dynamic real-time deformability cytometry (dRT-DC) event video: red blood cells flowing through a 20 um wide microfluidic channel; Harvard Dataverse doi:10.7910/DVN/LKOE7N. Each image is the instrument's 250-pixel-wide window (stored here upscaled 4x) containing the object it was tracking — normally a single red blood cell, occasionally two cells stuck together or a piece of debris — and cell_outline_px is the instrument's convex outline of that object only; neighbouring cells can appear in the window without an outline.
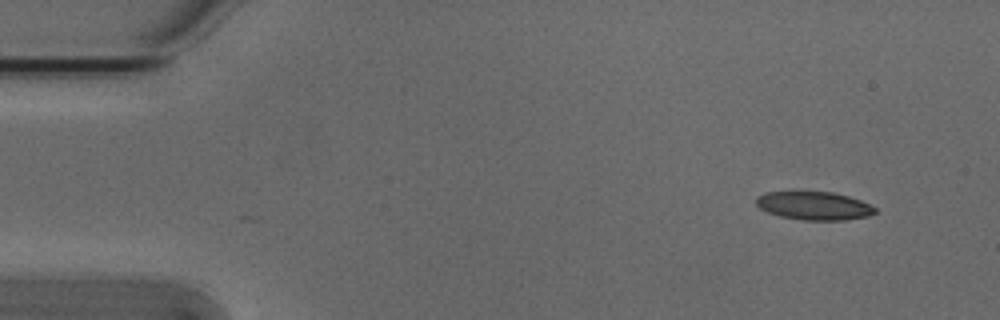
{"species": "Egyptian fruit bat (a non-hibernating species)", "species_latin": "Rousettus aegyptiacus", "temperature_condition": "cold", "stored_images_in_passage": 5, "segment_of_instrument_passage": [2, 2], "camera_frame_rate_fps": 3000, "um_per_image_px": 0.085, "animal": {"sex": "male"}, "frame": {"image": 1, "passage_image": 5, "time_ms": 1.333, "image_size_px": [1000, 320], "cell_outline_px": [[876, 212], [868, 216], [844, 220], [804, 220], [780, 216], [768, 212], [760, 208], [756, 204], [756, 196], [764, 192], [792, 188], [800, 188], [832, 192], [848, 196], [860, 200], [876, 208]], "centroid_in_image_um": [69.1, 17.42], "position_along_channel_um": 15.9, "area_um2": 20.58}}